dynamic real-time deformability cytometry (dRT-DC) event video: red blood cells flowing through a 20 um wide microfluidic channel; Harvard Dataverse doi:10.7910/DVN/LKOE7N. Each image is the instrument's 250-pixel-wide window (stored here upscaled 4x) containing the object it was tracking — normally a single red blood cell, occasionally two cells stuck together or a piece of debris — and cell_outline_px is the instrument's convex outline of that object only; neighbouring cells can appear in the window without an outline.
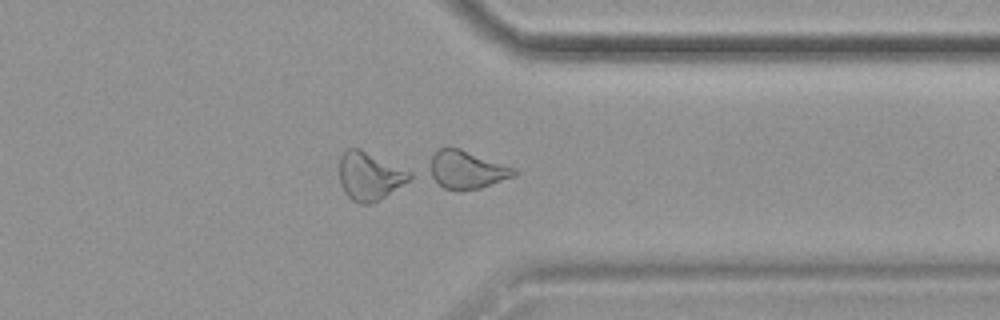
{"species": "common noctule bat (a hibernating species)", "species_latin": "Nyctalus noctula", "temperature_condition": "cold", "stored_images_in_passage": 38, "segment_of_instrument_passage": [2, 2], "camera_frame_rate_fps": 3000, "um_per_image_px": 0.085, "animal": {"sex": "female", "body_mass_g": 19.9}, "frame": {"image": 1, "passage_image": 38, "time_ms": 12.333, "image_size_px": [1000, 320], "cell_outline_px": [[520, 172], [516, 176], [480, 188], [444, 188], [428, 176], [424, 172], [432, 152], [440, 148], [460, 148], [516, 168]], "centroid_in_image_um": [39.61, 14.39], "position_along_channel_um": 371.8, "area_um2": 19.07}}